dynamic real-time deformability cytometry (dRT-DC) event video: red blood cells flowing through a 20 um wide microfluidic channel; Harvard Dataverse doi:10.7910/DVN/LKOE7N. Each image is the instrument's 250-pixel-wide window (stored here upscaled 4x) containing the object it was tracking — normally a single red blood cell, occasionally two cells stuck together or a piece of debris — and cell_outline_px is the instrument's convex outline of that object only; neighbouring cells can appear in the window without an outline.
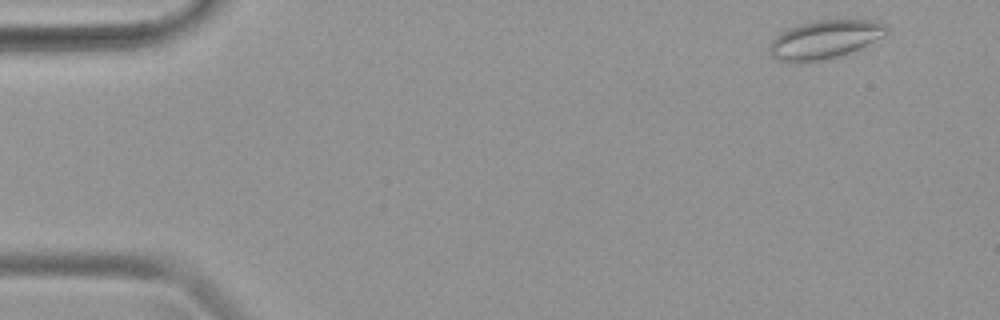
{"species": "common noctule bat (a hibernating species)", "species_latin": "Nyctalus noctula", "temperature_condition": "warm", "stored_images_in_passage": 45, "camera_frame_rate_fps": 3000, "um_per_image_px": 0.085, "animal": {"sex": "female", "body_mass_g": 19.9}, "frame": {"image": 1, "passage_image": 2, "time_ms": 0.333, "image_size_px": [1000, 320], "cell_outline_px": [[888, 32], [884, 36], [860, 48], [836, 56], [820, 60], [776, 60], [768, 52], [768, 44], [780, 32], [800, 24], [816, 20], [872, 20], [884, 24], [888, 28]], "centroid_in_image_um": [70.1, 3.32], "position_along_channel_um": 14.9, "area_um2": 25.66}}
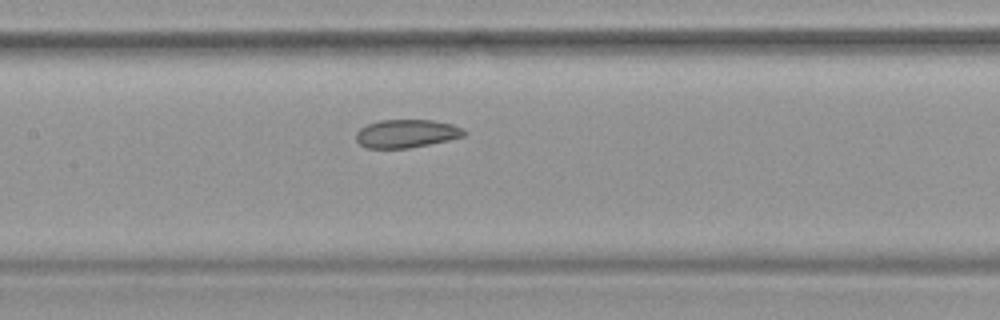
{"frame": {"image": 2, "passage_image": 21, "time_ms": 6.667, "image_size_px": [1000, 320], "cell_outline_px": [[468, 132], [464, 136], [448, 140], [408, 148], [364, 148], [356, 140], [356, 132], [360, 128], [368, 124], [380, 120], [432, 120], [452, 124], [464, 128]], "centroid_in_image_um": [34.55, 11.35], "position_along_channel_um": 172.8, "area_um2": 17.8}}
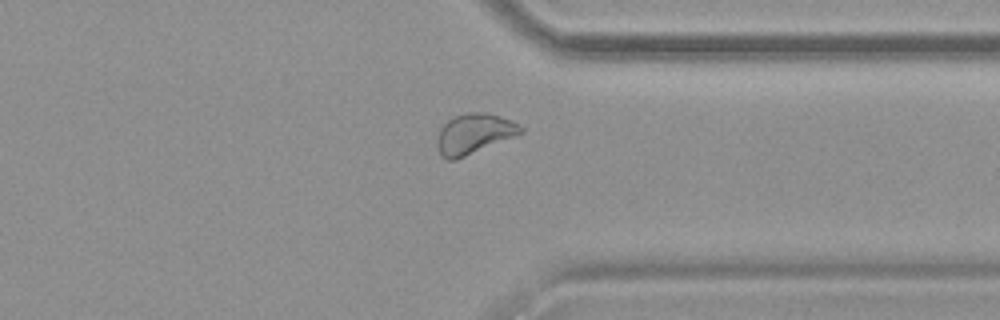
{"frame": {"image": 3, "passage_image": 35, "time_ms": 11.333, "image_size_px": [1000, 320], "cell_outline_px": [[524, 132], [456, 160], [448, 160], [440, 156], [436, 144], [436, 140], [440, 128], [448, 120], [464, 112], [488, 112], [500, 116], [520, 124], [524, 128]], "centroid_in_image_um": [40.27, 11.37], "position_along_channel_um": 371.1, "area_um2": 19.71}}